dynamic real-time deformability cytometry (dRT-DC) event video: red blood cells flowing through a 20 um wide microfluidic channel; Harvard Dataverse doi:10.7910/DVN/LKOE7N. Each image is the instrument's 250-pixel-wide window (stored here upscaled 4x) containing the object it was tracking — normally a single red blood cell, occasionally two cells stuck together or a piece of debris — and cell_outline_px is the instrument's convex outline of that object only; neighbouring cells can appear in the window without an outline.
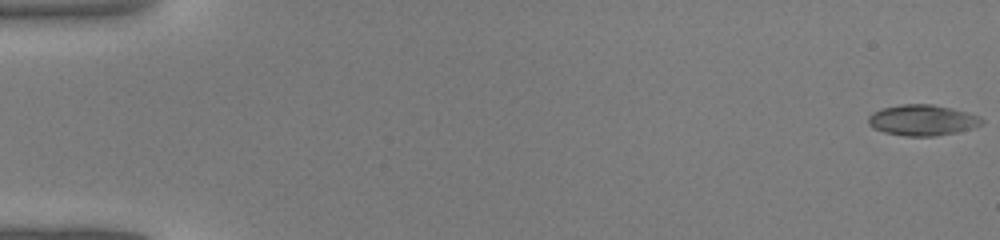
{"species": "common noctule bat (a hibernating species)", "species_latin": "Nyctalus noctula", "temperature_condition": "warm", "stored_images_in_passage": 44, "camera_frame_rate_fps": 3000, "um_per_image_px": 0.085, "animal": {"sex": "male", "body_mass_g": 19.0, "forearm_length_mm": 50.8}, "frame": {"image": 1, "passage_image": 1, "time_ms": 0.0, "image_size_px": [1000, 240], "cell_outline_px": [[984, 124], [972, 128], [956, 132], [936, 136], [904, 136], [884, 132], [872, 128], [868, 124], [868, 116], [872, 112], [880, 108], [900, 104], [932, 104], [952, 108], [968, 112], [980, 116], [984, 120]], "centroid_in_image_um": [78.39, 10.21], "position_along_channel_um": 6.6, "area_um2": 20.69}}
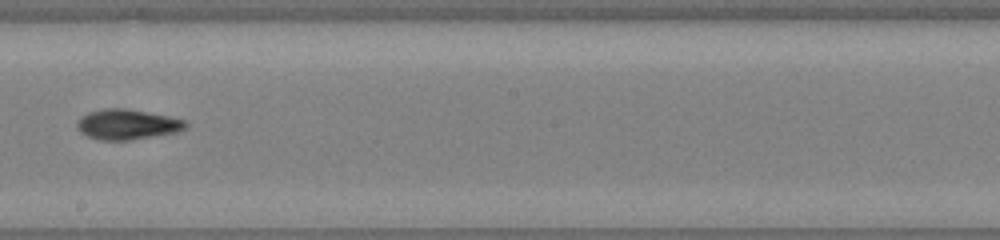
{"frame": {"image": 2, "passage_image": 26, "time_ms": 8.333, "image_size_px": [1000, 240], "cell_outline_px": [[188, 124], [184, 128], [176, 132], [128, 140], [100, 140], [88, 136], [80, 132], [76, 128], [76, 124], [88, 112], [104, 108], [124, 108], [168, 116], [184, 120]], "centroid_in_image_um": [10.78, 10.57], "position_along_channel_um": 237.4, "area_um2": 18.79}}
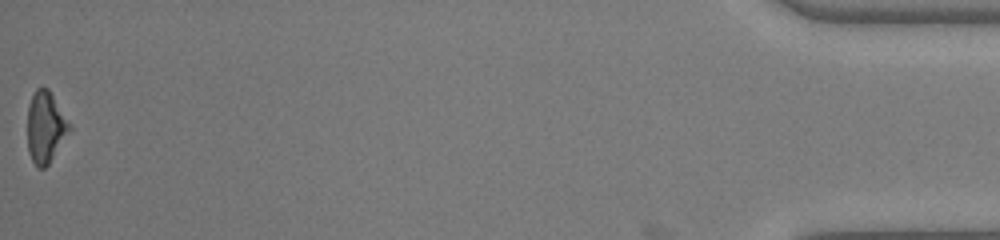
{"frame": {"image": 3, "passage_image": 44, "time_ms": 14.333, "image_size_px": [1000, 240], "cell_outline_px": [[72, 128], [48, 164], [44, 168], [40, 168], [32, 160], [28, 152], [28, 104], [36, 88], [48, 88], [72, 124]], "centroid_in_image_um": [3.89, 10.78], "position_along_channel_um": 431.3, "area_um2": 17.4}}